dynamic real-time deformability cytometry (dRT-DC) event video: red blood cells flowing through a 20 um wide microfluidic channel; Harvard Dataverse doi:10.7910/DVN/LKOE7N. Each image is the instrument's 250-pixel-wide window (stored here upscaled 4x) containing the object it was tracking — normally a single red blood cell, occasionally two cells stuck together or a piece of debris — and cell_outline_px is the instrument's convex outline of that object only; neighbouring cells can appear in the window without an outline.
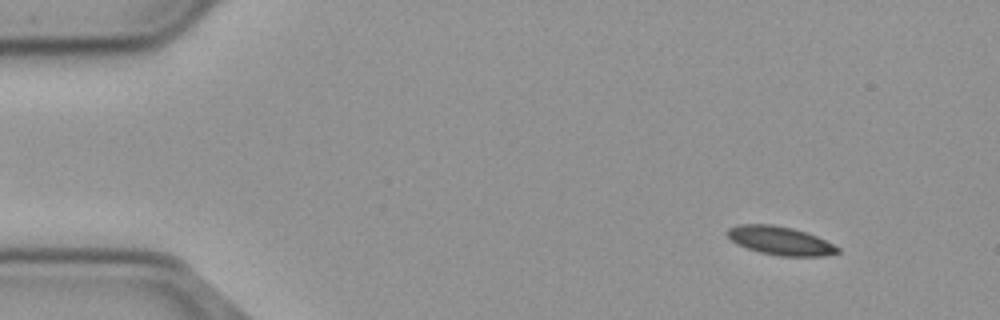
{"species": "common noctule bat (a hibernating species)", "species_latin": "Nyctalus noctula", "temperature_condition": "cold", "stored_images_in_passage": 56, "camera_frame_rate_fps": 3000, "um_per_image_px": 0.085, "animal": {"sex": "male", "body_mass_g": 23.1, "forearm_length_mm": 52.7}, "frame": {"image": 1, "passage_image": 6, "time_ms": 1.667, "image_size_px": [1000, 320], "cell_outline_px": [[840, 252], [824, 256], [780, 256], [760, 252], [736, 244], [724, 232], [728, 228], [740, 224], [772, 224], [792, 228], [816, 236], [840, 248]], "centroid_in_image_um": [66.29, 20.46], "position_along_channel_um": 18.7, "area_um2": 18.21}}
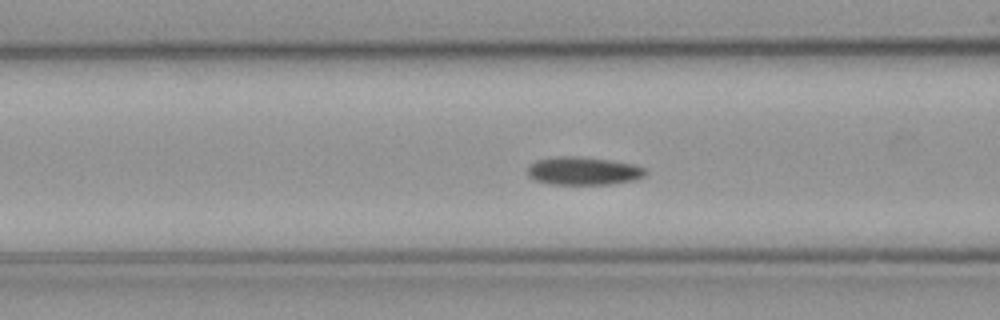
{"frame": {"image": 2, "passage_image": 22, "time_ms": 7.0, "image_size_px": [1000, 320], "cell_outline_px": [[648, 172], [644, 176], [636, 180], [612, 184], [552, 184], [536, 180], [528, 176], [528, 168], [536, 160], [556, 156], [576, 156], [608, 160], [632, 164], [644, 168]], "centroid_in_image_um": [49.6, 14.53], "position_along_channel_um": 117.0, "area_um2": 19.19}}
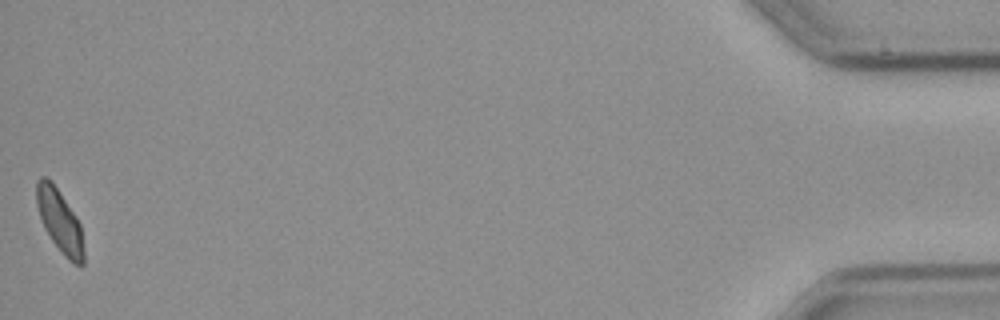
{"frame": {"image": 3, "passage_image": 56, "time_ms": 18.333, "image_size_px": [1000, 320], "cell_outline_px": [[84, 264], [76, 264], [68, 260], [64, 256], [52, 240], [44, 228], [36, 204], [36, 180], [40, 176], [44, 176], [52, 180], [76, 216], [80, 224], [84, 248]], "centroid_in_image_um": [5.07, 18.75], "position_along_channel_um": 430.1, "area_um2": 17.34}}